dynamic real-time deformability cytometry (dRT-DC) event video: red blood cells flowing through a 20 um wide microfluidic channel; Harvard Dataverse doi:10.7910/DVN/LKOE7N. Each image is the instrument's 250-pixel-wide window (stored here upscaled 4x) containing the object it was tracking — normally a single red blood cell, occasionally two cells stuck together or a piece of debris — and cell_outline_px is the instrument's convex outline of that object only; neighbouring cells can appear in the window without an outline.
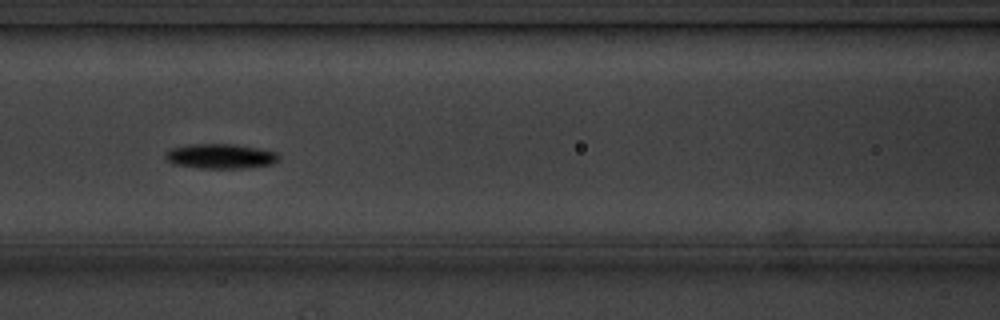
{"species": "common noctule bat (a hibernating species)", "species_latin": "Nyctalus noctula", "temperature_condition": "cold", "stored_images_in_passage": 11, "camera_frame_rate_fps": 3000, "um_per_image_px": 0.085, "animal": {"sex": "male", "body_mass_g": 20.1, "forearm_length_mm": 53.5}, "frame": {"image": 1, "passage_image": 7, "time_ms": 8.0, "image_size_px": [1000, 320], "cell_outline_px": [[280, 156], [272, 164], [244, 168], [200, 168], [172, 164], [164, 160], [164, 152], [172, 148], [188, 144], [236, 144], [276, 152]], "centroid_in_image_um": [18.66, 13.28], "position_along_channel_um": 147.9, "area_um2": 16.47}}